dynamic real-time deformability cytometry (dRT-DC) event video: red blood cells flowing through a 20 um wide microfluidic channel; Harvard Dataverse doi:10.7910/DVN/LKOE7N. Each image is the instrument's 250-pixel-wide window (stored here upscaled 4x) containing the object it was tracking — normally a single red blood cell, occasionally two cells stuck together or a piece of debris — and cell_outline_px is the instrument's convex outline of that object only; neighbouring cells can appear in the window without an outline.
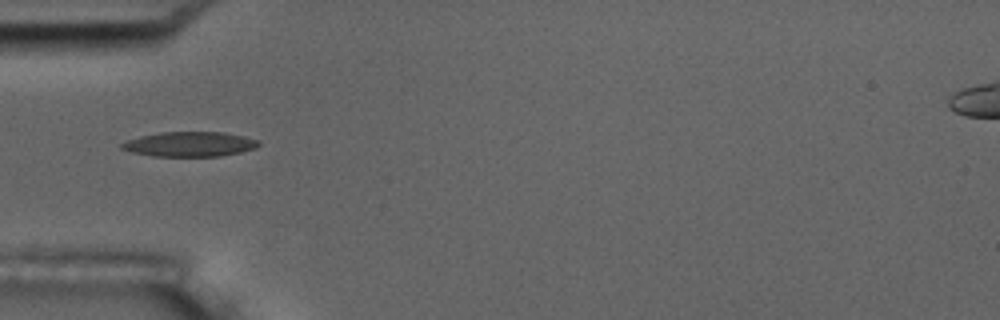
{"species": "common noctule bat (a hibernating species)", "species_latin": "Nyctalus noctula", "temperature_condition": "room temperature", "stored_images_in_passage": 5, "camera_frame_rate_fps": 3000, "um_per_image_px": 0.085, "animal": {"sex": "male", "body_mass_g": 17.5, "forearm_length_mm": 52.3}, "frame": {"image": 1, "passage_image": 3, "time_ms": 2.333, "image_size_px": [1000, 320], "cell_outline_px": [[260, 144], [256, 148], [240, 152], [220, 156], [152, 156], [132, 152], [120, 148], [120, 144], [128, 140], [140, 136], [160, 132], [224, 132], [244, 136], [260, 140]], "centroid_in_image_um": [16.14, 12.25], "position_along_channel_um": 68.9, "area_um2": 19.83}}